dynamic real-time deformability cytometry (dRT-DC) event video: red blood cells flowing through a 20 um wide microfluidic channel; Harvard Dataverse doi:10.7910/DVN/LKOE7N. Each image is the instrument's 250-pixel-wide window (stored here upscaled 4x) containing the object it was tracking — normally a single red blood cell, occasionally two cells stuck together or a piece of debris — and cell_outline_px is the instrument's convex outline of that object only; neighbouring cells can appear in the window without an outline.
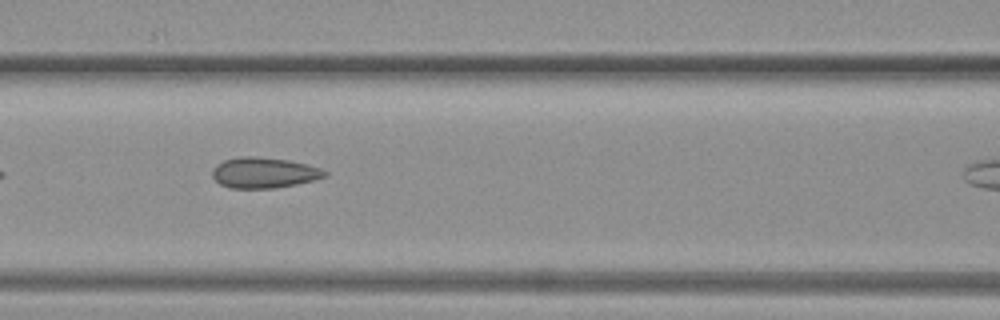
{"species": "common noctule bat (a hibernating species)", "species_latin": "Nyctalus noctula", "temperature_condition": "warm", "stored_images_in_passage": 27, "camera_frame_rate_fps": 3000, "um_per_image_px": 0.085, "animal": {"sex": "female", "body_mass_g": 19.3, "forearm_length_mm": 54.1}, "frame": {"image": 1, "passage_image": 8, "time_ms": 2.333, "image_size_px": [1000, 320], "cell_outline_px": [[328, 176], [296, 184], [276, 188], [228, 188], [220, 184], [212, 176], [212, 168], [216, 164], [224, 160], [240, 156], [256, 156], [288, 160], [320, 168], [328, 172]], "centroid_in_image_um": [22.4, 14.68], "position_along_channel_um": 144.2, "area_um2": 20.11}}
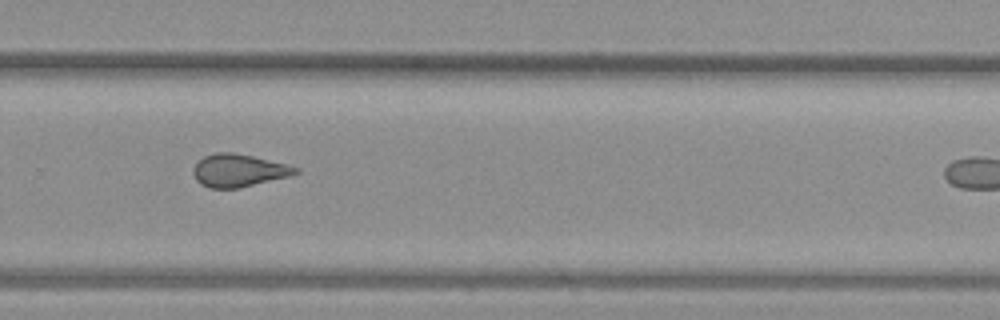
{"frame": {"image": 2, "passage_image": 20, "time_ms": 6.333, "image_size_px": [1000, 320], "cell_outline_px": [[300, 172], [292, 176], [240, 188], [208, 188], [200, 184], [196, 180], [192, 172], [192, 168], [204, 156], [216, 152], [232, 152], [252, 156], [288, 164], [300, 168]], "centroid_in_image_um": [20.31, 14.5], "position_along_channel_um": 309.5, "area_um2": 19.77}}
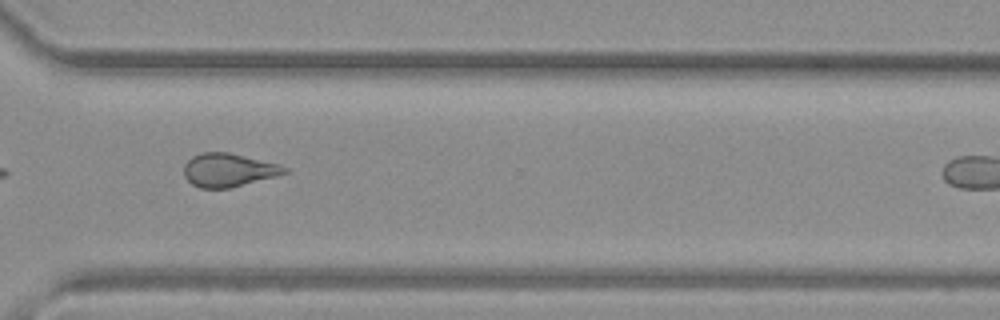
{"frame": {"image": 3, "passage_image": 23, "time_ms": 7.333, "image_size_px": [1000, 320], "cell_outline_px": [[288, 172], [276, 176], [228, 188], [200, 188], [192, 184], [184, 176], [184, 164], [192, 156], [200, 152], [228, 152], [276, 164], [288, 168]], "centroid_in_image_um": [19.37, 14.45], "position_along_channel_um": 351.2, "area_um2": 19.31}}